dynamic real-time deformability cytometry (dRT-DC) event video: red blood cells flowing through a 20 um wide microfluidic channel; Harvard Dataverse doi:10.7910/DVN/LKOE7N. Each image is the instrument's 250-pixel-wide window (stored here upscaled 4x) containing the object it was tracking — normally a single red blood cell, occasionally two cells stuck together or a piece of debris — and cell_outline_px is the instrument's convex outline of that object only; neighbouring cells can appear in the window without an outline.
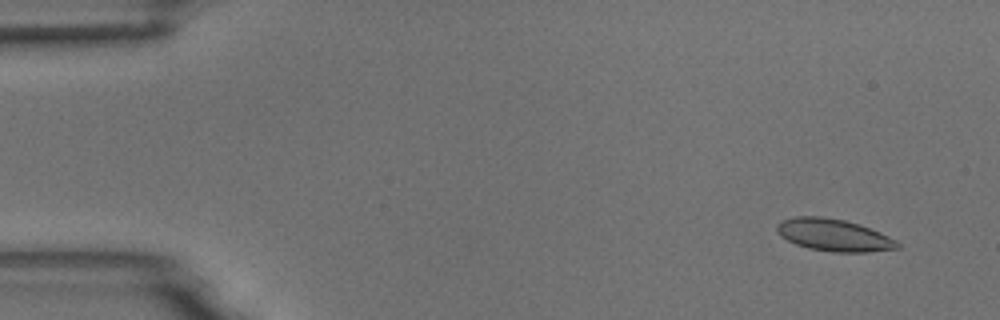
{"species": "common noctule bat (a hibernating species)", "species_latin": "Nyctalus noctula", "temperature_condition": "room temperature", "stored_images_in_passage": 5, "camera_frame_rate_fps": 3000, "um_per_image_px": 0.085, "animal": {"sex": "male", "body_mass_g": 18.8}, "frame": {"image": 1, "passage_image": 1, "time_ms": 0.0, "image_size_px": [1000, 320], "cell_outline_px": [[900, 248], [868, 252], [832, 252], [808, 248], [796, 244], [780, 236], [776, 232], [776, 224], [780, 220], [792, 216], [820, 216], [844, 220], [860, 224], [880, 232], [896, 240], [900, 244]], "centroid_in_image_um": [70.84, 19.97], "position_along_channel_um": 14.2, "area_um2": 22.83}}